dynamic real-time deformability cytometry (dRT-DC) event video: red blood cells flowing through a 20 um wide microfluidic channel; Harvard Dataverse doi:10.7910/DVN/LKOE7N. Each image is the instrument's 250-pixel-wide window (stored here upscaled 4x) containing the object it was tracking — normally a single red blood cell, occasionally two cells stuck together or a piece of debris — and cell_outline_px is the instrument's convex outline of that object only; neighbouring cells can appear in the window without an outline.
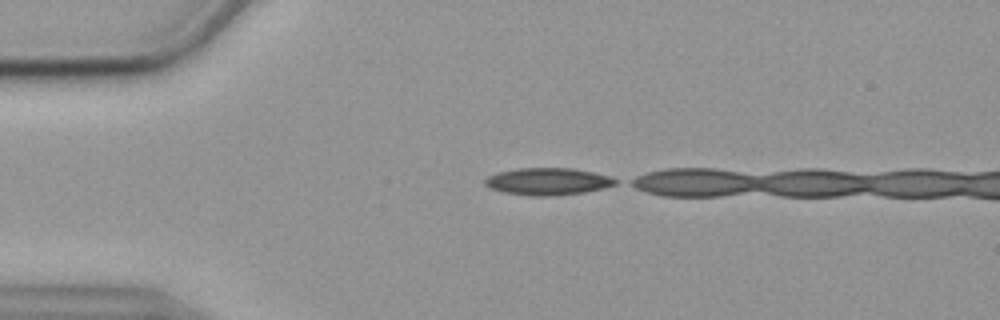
{"species": "common noctule bat (a hibernating species)", "species_latin": "Nyctalus noctula", "temperature_condition": "cold", "stored_images_in_passage": 5, "camera_frame_rate_fps": 3000, "um_per_image_px": 0.085, "animal": {"sex": "female", "body_mass_g": 19.9}, "frame": {"image": 1, "passage_image": 1, "time_ms": 0.0, "image_size_px": [1000, 320], "cell_outline_px": [[620, 180], [616, 184], [604, 188], [584, 192], [556, 196], [528, 196], [504, 192], [488, 188], [484, 184], [484, 180], [488, 176], [496, 172], [516, 168], [572, 168], [612, 176]], "centroid_in_image_um": [46.56, 15.42], "position_along_channel_um": 38.4, "area_um2": 20.98}}